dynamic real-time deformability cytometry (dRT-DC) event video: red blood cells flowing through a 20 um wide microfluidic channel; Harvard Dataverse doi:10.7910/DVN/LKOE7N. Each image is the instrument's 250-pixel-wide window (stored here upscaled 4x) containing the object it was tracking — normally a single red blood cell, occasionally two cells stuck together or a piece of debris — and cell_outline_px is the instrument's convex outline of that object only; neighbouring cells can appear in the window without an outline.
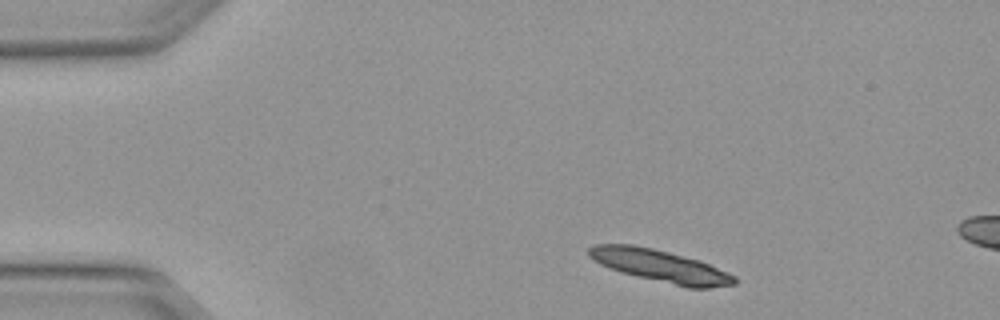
{"species": "Egyptian fruit bat (a non-hibernating species)", "species_latin": "Rousettus aegyptiacus", "temperature_condition": "warm", "stored_images_in_passage": 5, "segment_of_instrument_passage": [2, 2], "camera_frame_rate_fps": 3000, "um_per_image_px": 0.085, "animal": {"sex": "female"}, "frame": {"image": 1, "passage_image": 5, "time_ms": 1.333, "image_size_px": [1000, 320], "cell_outline_px": [[736, 284], [708, 288], [688, 288], [636, 276], [620, 272], [600, 264], [592, 260], [588, 256], [588, 248], [592, 244], [632, 244], [652, 248], [700, 260], [728, 272], [736, 276]], "centroid_in_image_um": [56.11, 22.6], "position_along_channel_um": 28.9, "area_um2": 27.51}}